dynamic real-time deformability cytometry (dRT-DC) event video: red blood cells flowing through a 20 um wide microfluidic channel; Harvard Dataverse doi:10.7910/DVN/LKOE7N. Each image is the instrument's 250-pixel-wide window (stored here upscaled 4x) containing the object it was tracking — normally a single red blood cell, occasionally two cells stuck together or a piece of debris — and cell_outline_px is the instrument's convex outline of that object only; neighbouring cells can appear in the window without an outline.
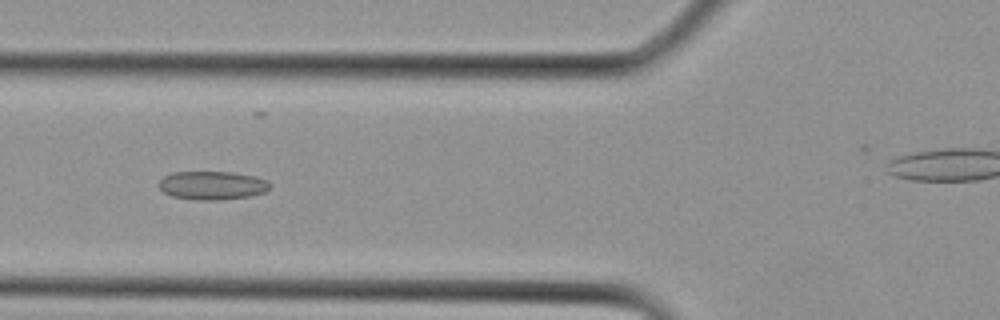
{"species": "Egyptian fruit bat (a non-hibernating species)", "species_latin": "Rousettus aegyptiacus", "temperature_condition": "cold", "stored_images_in_passage": 14, "camera_frame_rate_fps": 3000, "um_per_image_px": 0.085, "animal": {"sex": "female"}, "frame": {"image": 1, "passage_image": 6, "time_ms": 1.667, "image_size_px": [1000, 320], "cell_outline_px": [[272, 188], [264, 192], [248, 196], [220, 200], [196, 200], [172, 196], [164, 192], [160, 188], [160, 180], [164, 176], [172, 172], [232, 172], [252, 176], [264, 180], [272, 184]], "centroid_in_image_um": [18.04, 15.76], "position_along_channel_um": 107.8, "area_um2": 18.32}}
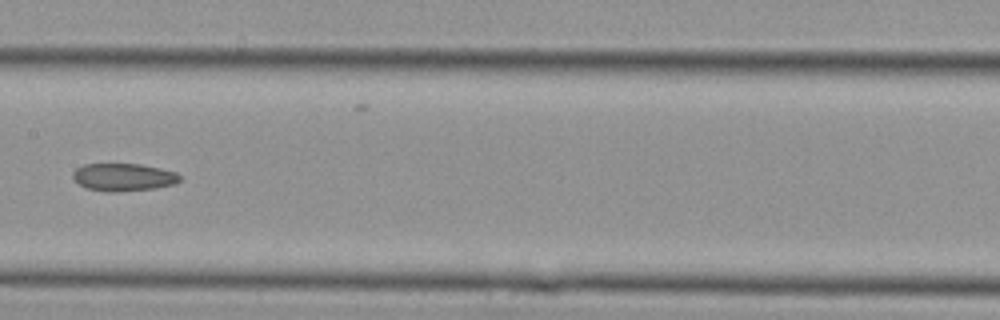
{"frame": {"image": 2, "passage_image": 10, "time_ms": 3.0, "image_size_px": [1000, 320], "cell_outline_px": [[180, 180], [176, 184], [156, 188], [116, 192], [108, 192], [88, 188], [80, 184], [72, 176], [72, 172], [76, 168], [84, 164], [140, 164], [160, 168], [176, 172], [180, 176]], "centroid_in_image_um": [10.51, 15.06], "position_along_channel_um": 196.9, "area_um2": 17.22}}
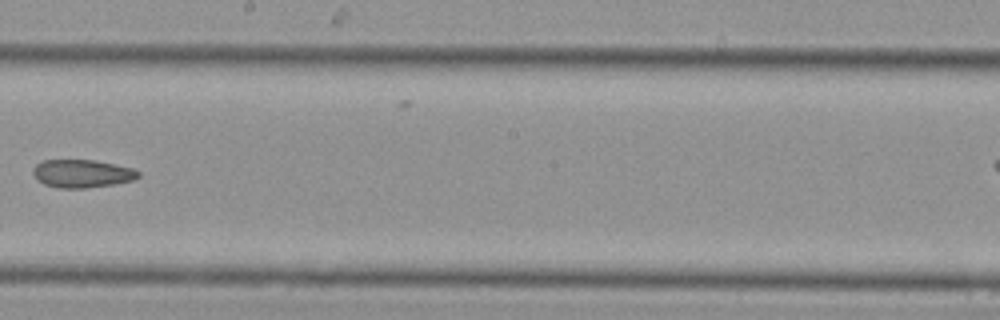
{"frame": {"image": 3, "passage_image": 12, "time_ms": 3.667, "image_size_px": [1000, 320], "cell_outline_px": [[140, 176], [132, 180], [112, 184], [84, 188], [60, 188], [44, 184], [36, 180], [32, 172], [32, 168], [36, 164], [44, 160], [96, 160], [116, 164], [132, 168], [140, 172]], "centroid_in_image_um": [6.95, 14.74], "position_along_channel_um": 241.3, "area_um2": 17.22}}